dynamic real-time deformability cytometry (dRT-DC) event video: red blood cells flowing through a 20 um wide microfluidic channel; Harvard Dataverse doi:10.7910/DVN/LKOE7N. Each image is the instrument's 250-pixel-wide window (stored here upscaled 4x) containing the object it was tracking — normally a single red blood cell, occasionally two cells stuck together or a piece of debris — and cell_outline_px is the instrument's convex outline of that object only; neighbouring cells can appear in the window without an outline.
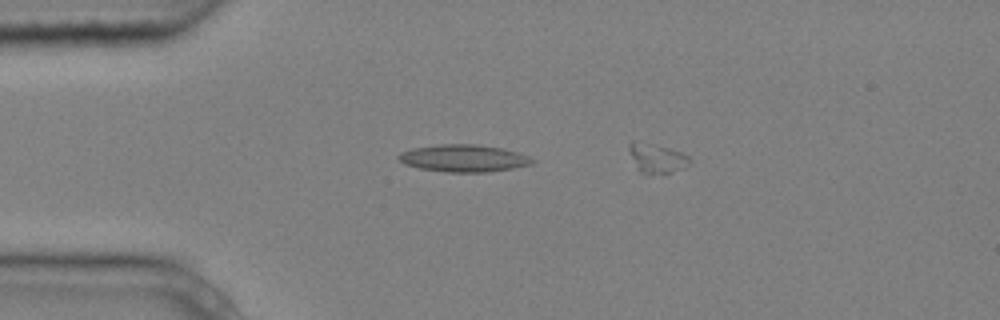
{"species": "common noctule bat (a hibernating species)", "species_latin": "Nyctalus noctula", "temperature_condition": "cold", "stored_images_in_passage": 4, "segment_of_instrument_passage": [1, 2], "camera_frame_rate_fps": 3000, "um_per_image_px": 0.085, "animal": {"sex": "male", "body_mass_g": 20.4}, "frame": {"image": 1, "passage_image": 3, "time_ms": 0.667, "image_size_px": [1000, 320], "cell_outline_px": [[536, 160], [532, 164], [512, 168], [488, 172], [444, 172], [420, 168], [404, 164], [396, 156], [400, 152], [412, 148], [440, 144], [476, 144], [504, 148], [520, 152]], "centroid_in_image_um": [39.42, 13.44], "position_along_channel_um": 45.6, "area_um2": 21.39}}